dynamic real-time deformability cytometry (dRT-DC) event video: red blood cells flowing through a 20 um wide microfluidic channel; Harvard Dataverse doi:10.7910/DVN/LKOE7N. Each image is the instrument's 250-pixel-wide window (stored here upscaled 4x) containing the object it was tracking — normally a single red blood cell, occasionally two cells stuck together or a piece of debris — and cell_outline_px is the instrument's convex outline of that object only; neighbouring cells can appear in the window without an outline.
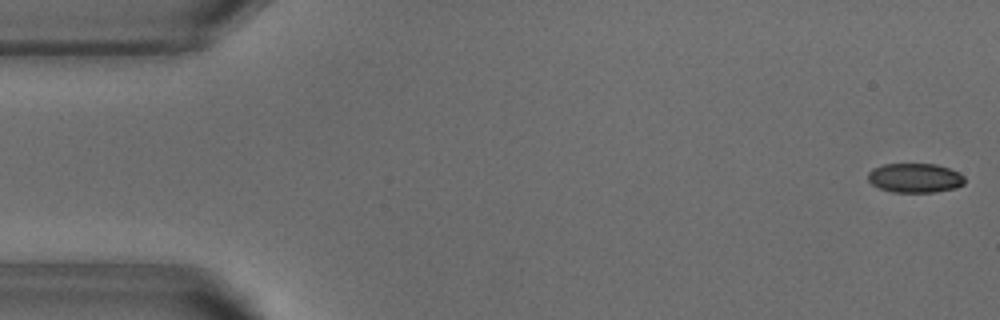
{"species": "common noctule bat (a hibernating species)", "species_latin": "Nyctalus noctula", "temperature_condition": "warm", "stored_images_in_passage": 52, "camera_frame_rate_fps": 3000, "um_per_image_px": 0.085, "animal": {"sex": "male", "body_mass_g": 18.8}, "frame": {"image": 1, "passage_image": 1, "time_ms": 0.0, "image_size_px": [1000, 320], "cell_outline_px": [[964, 184], [956, 188], [932, 192], [892, 192], [880, 188], [872, 184], [868, 180], [868, 172], [872, 168], [884, 164], [936, 164], [948, 168], [964, 176]], "centroid_in_image_um": [77.75, 15.12], "position_along_channel_um": 7.3, "area_um2": 16.47}}
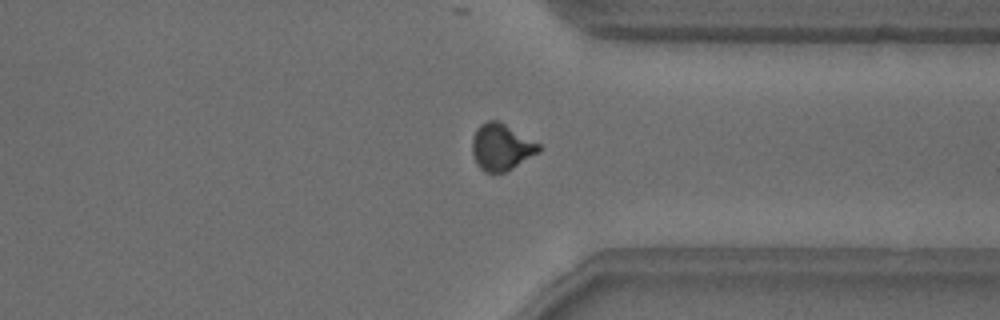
{"frame": {"image": 2, "passage_image": 39, "time_ms": 12.667, "image_size_px": [1000, 320], "cell_outline_px": [[540, 152], [512, 168], [504, 172], [484, 172], [476, 164], [472, 152], [472, 136], [476, 128], [480, 124], [488, 120], [496, 120], [504, 124], [540, 144]], "centroid_in_image_um": [42.58, 12.5], "position_along_channel_um": 368.8, "area_um2": 17.98}}
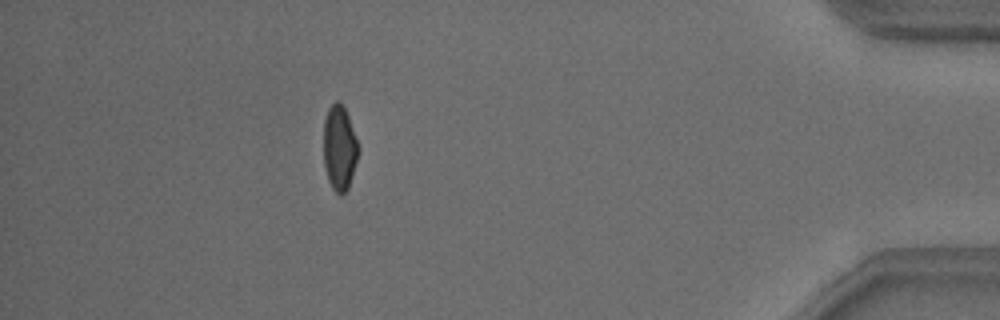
{"frame": {"image": 3, "passage_image": 46, "time_ms": 15.0, "image_size_px": [1000, 320], "cell_outline_px": [[360, 148], [348, 188], [340, 196], [332, 188], [328, 180], [324, 164], [324, 120], [328, 108], [336, 100], [340, 100], [348, 116]], "centroid_in_image_um": [28.85, 12.55], "position_along_channel_um": 406.4, "area_um2": 17.17}, "authors_computed_cell_mechanics": {"area_um2": 17.8024, "velocity_mm_per_s": 3.8596, "shape_relaxation_time_tau1_ms": 4.9352, "shape_relaxation_time_tau2_ms": 2.3115, "deformation_change_tau1": 0.1319, "deformation_change_tau2": 0.0666}}